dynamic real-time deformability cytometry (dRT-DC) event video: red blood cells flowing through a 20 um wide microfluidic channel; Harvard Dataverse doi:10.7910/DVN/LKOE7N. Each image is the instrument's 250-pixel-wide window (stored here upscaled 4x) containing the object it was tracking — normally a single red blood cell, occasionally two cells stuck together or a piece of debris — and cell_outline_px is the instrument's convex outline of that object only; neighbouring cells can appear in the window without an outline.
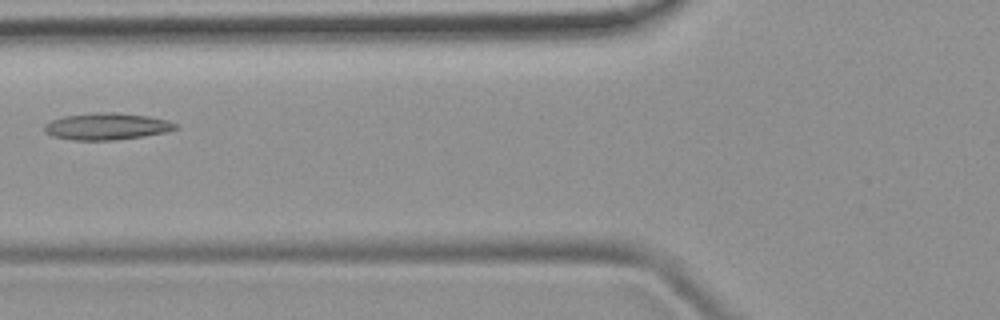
{"species": "common noctule bat (a hibernating species)", "species_latin": "Nyctalus noctula", "temperature_condition": "room temperature", "stored_images_in_passage": 6, "camera_frame_rate_fps": 3000, "um_per_image_px": 0.085, "animal": {"sex": "female", "body_mass_g": 19.9}, "frame": {"image": 1, "passage_image": 6, "time_ms": 6.333, "image_size_px": [1000, 320], "cell_outline_px": [[180, 128], [164, 132], [144, 136], [112, 140], [72, 140], [52, 136], [44, 132], [44, 124], [52, 120], [64, 116], [96, 112], [116, 112], [148, 116], [168, 120], [180, 124]], "centroid_in_image_um": [9.09, 10.74], "position_along_channel_um": 116.7, "area_um2": 20.63}}